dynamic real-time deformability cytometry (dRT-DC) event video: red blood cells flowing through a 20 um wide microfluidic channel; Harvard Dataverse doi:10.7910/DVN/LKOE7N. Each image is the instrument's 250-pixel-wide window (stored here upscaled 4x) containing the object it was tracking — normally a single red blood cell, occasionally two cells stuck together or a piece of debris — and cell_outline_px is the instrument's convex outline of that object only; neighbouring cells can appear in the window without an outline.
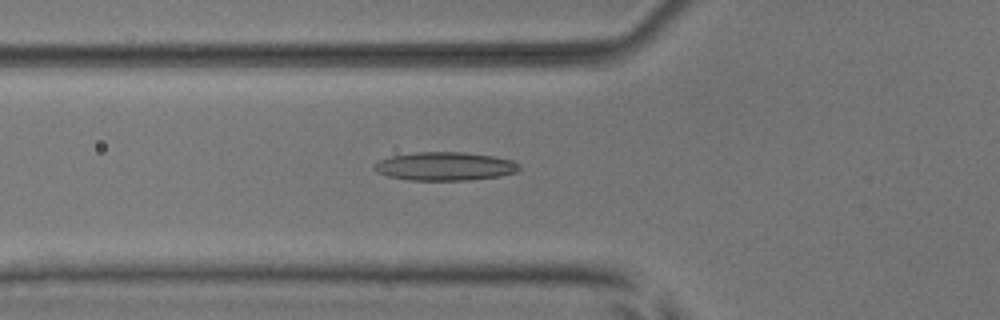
{"species": "common noctule bat (a hibernating species)", "species_latin": "Nyctalus noctula", "temperature_condition": "room temperature", "stored_images_in_passage": 50, "camera_frame_rate_fps": 3000, "um_per_image_px": 0.085, "animal": {"sex": "male", "body_mass_g": 17.9, "forearm_length_mm": 54.2}, "frame": {"image": 1, "passage_image": 16, "time_ms": 5.0, "image_size_px": [1000, 320], "cell_outline_px": [[520, 168], [516, 172], [500, 176], [472, 180], [408, 180], [388, 176], [376, 172], [372, 168], [372, 164], [388, 156], [416, 152], [464, 152], [496, 156], [512, 160], [520, 164]], "centroid_in_image_um": [37.8, 14.13], "position_along_channel_um": 88.0, "area_um2": 24.39}}
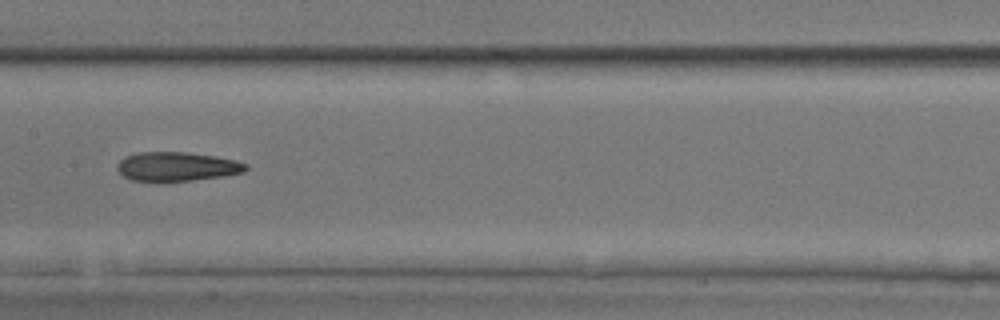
{"frame": {"image": 2, "passage_image": 24, "time_ms": 7.667, "image_size_px": [1000, 320], "cell_outline_px": [[248, 168], [244, 172], [224, 176], [192, 180], [156, 184], [132, 180], [124, 176], [116, 168], [116, 164], [124, 156], [136, 152], [184, 152], [212, 156], [236, 160], [248, 164]], "centroid_in_image_um": [14.98, 14.19], "position_along_channel_um": 192.4, "area_um2": 22.43}}
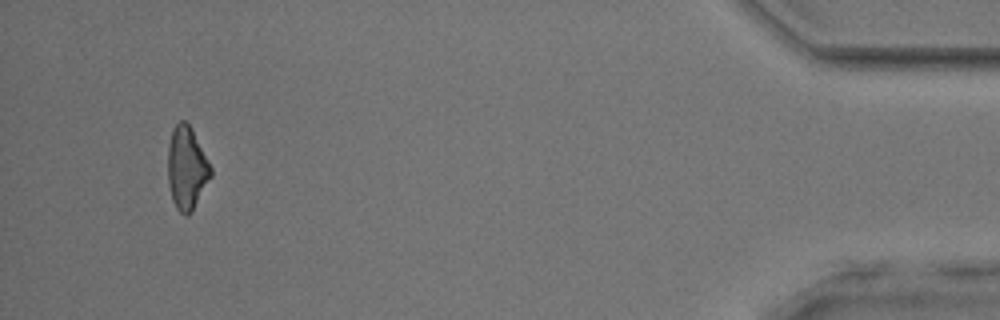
{"frame": {"image": 3, "passage_image": 47, "time_ms": 15.333, "image_size_px": [1000, 320], "cell_outline_px": [[212, 176], [192, 212], [188, 216], [184, 216], [176, 208], [172, 200], [168, 184], [168, 144], [172, 128], [180, 120], [184, 120], [192, 128], [212, 168]], "centroid_in_image_um": [15.87, 14.3], "position_along_channel_um": 419.3, "area_um2": 21.04}, "authors_computed_cell_mechanics": {"area_um2": 22.0507, "velocity_mm_per_s": 3.9088, "shape_relaxation_time_tau1_ms": null, "shape_relaxation_time_tau2_ms": 5.5647, "deformation_change_tau1": null, "deformation_change_tau2": 0.1764}}